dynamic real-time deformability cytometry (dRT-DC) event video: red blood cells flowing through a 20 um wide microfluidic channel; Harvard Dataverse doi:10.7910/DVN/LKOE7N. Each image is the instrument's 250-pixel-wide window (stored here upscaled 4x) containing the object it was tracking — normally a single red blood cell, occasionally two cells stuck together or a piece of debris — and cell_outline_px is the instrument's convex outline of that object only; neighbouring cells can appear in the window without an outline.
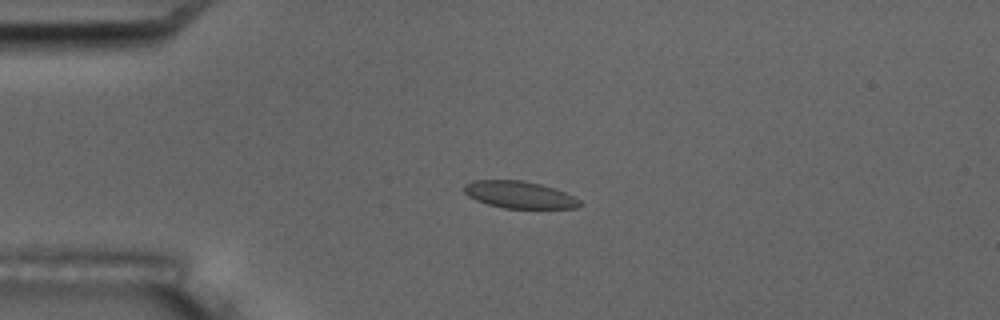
{"species": "common noctule bat (a hibernating species)", "species_latin": "Nyctalus noctula", "temperature_condition": "room temperature", "stored_images_in_passage": 5, "camera_frame_rate_fps": 3000, "um_per_image_px": 0.085, "animal": {"sex": "male", "body_mass_g": 17.5, "forearm_length_mm": 52.3}, "frame": {"image": 1, "passage_image": 3, "time_ms": 2.333, "image_size_px": [1000, 320], "cell_outline_px": [[584, 204], [576, 208], [504, 208], [488, 204], [476, 200], [468, 196], [464, 192], [464, 184], [472, 180], [520, 180], [540, 184], [564, 192], [580, 200]], "centroid_in_image_um": [44.13, 16.55], "position_along_channel_um": 40.9, "area_um2": 18.15}}